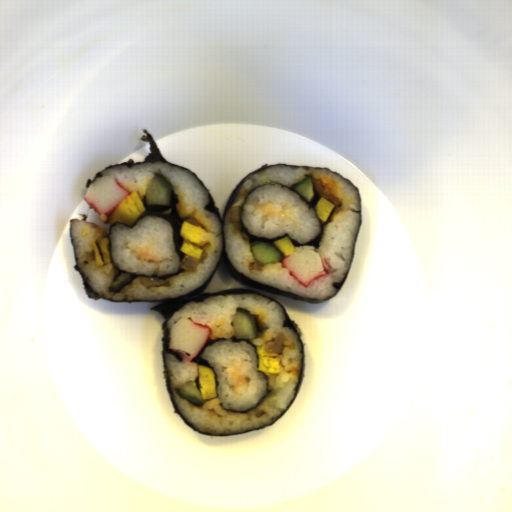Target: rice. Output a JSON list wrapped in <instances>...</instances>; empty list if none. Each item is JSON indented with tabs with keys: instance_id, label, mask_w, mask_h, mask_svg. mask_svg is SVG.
<instances>
[{
	"instance_id": "1",
	"label": "rice",
	"mask_w": 512,
	"mask_h": 512,
	"mask_svg": "<svg viewBox=\"0 0 512 512\" xmlns=\"http://www.w3.org/2000/svg\"><path fill=\"white\" fill-rule=\"evenodd\" d=\"M238 309L255 317L256 336L248 340L256 348L266 344L265 352L277 353L280 362L278 376L266 375L271 391L251 410L245 413L226 411V407L219 404L218 395L204 400L200 405L182 398L177 389L189 382H196L199 390L200 365L193 361L181 362L173 354L165 352L173 396L188 422L205 432L222 434L267 425L286 409L298 382L302 349L297 334L283 327L285 314L282 308L264 297L249 293L210 296L204 302L190 300L170 317L167 328L171 329L173 323L187 317L196 324L210 328L209 340L231 339L234 336L233 316Z\"/></svg>"
},
{
	"instance_id": "2",
	"label": "rice",
	"mask_w": 512,
	"mask_h": 512,
	"mask_svg": "<svg viewBox=\"0 0 512 512\" xmlns=\"http://www.w3.org/2000/svg\"><path fill=\"white\" fill-rule=\"evenodd\" d=\"M156 173L166 177L177 195L174 204L179 218L203 228L210 236L209 243L200 246L201 258L197 259L185 253L179 267L184 272L165 279L137 276L119 292L109 287L114 283L118 270L112 263L97 267L90 240H99L109 234L107 228L81 219L72 218V236L78 264L84 272L87 283L93 291L103 293V297L116 300L168 299L188 295L208 281L214 272L222 248V227L217 215L204 209L210 202L208 193L200 182L180 167L170 166L159 161L143 162L140 165H119L102 171L103 175L113 178L128 194L137 191L141 201L146 194L148 184Z\"/></svg>"
},
{
	"instance_id": "3",
	"label": "rice",
	"mask_w": 512,
	"mask_h": 512,
	"mask_svg": "<svg viewBox=\"0 0 512 512\" xmlns=\"http://www.w3.org/2000/svg\"><path fill=\"white\" fill-rule=\"evenodd\" d=\"M312 178L314 189L319 198L322 196L336 207L328 222L320 247L296 246L295 252L313 250L321 254L328 266L329 275H322L309 286L301 285L282 261L277 264L263 265L256 261L248 237L241 233L238 208L245 196L255 186L262 184L295 185L307 177ZM359 221L358 191L346 179L331 173L326 168L276 166L250 175L243 183L235 202L228 209L223 225L226 256L236 270L256 283L266 285L308 299H326L336 294L339 288L334 283L344 281L352 260L354 238Z\"/></svg>"
},
{
	"instance_id": "4",
	"label": "rice",
	"mask_w": 512,
	"mask_h": 512,
	"mask_svg": "<svg viewBox=\"0 0 512 512\" xmlns=\"http://www.w3.org/2000/svg\"><path fill=\"white\" fill-rule=\"evenodd\" d=\"M299 194L279 184H263L247 196L241 213L249 233L274 238L288 234L306 244L321 233V221L315 208Z\"/></svg>"
},
{
	"instance_id": "5",
	"label": "rice",
	"mask_w": 512,
	"mask_h": 512,
	"mask_svg": "<svg viewBox=\"0 0 512 512\" xmlns=\"http://www.w3.org/2000/svg\"><path fill=\"white\" fill-rule=\"evenodd\" d=\"M109 235L117 269L159 277L178 272L182 264L174 251L173 228L165 218L147 215L133 228L115 223Z\"/></svg>"
},
{
	"instance_id": "6",
	"label": "rice",
	"mask_w": 512,
	"mask_h": 512,
	"mask_svg": "<svg viewBox=\"0 0 512 512\" xmlns=\"http://www.w3.org/2000/svg\"><path fill=\"white\" fill-rule=\"evenodd\" d=\"M214 371L217 396L223 408L245 410L267 394L265 373L258 371V357L247 341L232 338L206 345L200 356Z\"/></svg>"
}]
</instances>
